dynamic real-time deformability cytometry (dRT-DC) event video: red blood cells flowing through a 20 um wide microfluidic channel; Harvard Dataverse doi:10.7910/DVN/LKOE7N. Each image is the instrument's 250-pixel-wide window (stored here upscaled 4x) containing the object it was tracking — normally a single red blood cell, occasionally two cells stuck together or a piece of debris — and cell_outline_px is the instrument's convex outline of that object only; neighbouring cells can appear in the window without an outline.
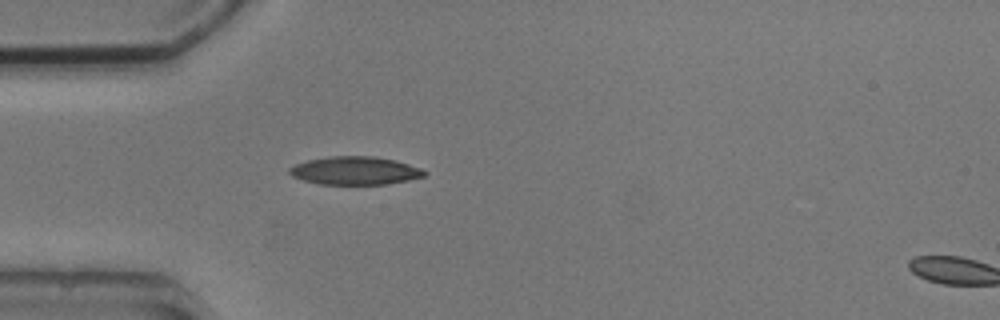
{"species": "common noctule bat (a hibernating species)", "species_latin": "Nyctalus noctula", "temperature_condition": "cold", "stored_images_in_passage": 2, "segment_of_instrument_passage": [1, 2], "camera_frame_rate_fps": 3000, "um_per_image_px": 0.085, "animal": {"sex": "male", "body_mass_g": 20.5, "forearm_length_mm": 52.5}, "frame": {"image": 1, "passage_image": 1, "time_ms": 0.0, "image_size_px": [1000, 320], "cell_outline_px": [[428, 172], [424, 176], [408, 180], [384, 184], [316, 184], [292, 176], [288, 172], [288, 168], [296, 164], [308, 160], [332, 156], [376, 156], [396, 160], [420, 168]], "centroid_in_image_um": [30.17, 14.5], "position_along_channel_um": 54.8, "area_um2": 22.08}}